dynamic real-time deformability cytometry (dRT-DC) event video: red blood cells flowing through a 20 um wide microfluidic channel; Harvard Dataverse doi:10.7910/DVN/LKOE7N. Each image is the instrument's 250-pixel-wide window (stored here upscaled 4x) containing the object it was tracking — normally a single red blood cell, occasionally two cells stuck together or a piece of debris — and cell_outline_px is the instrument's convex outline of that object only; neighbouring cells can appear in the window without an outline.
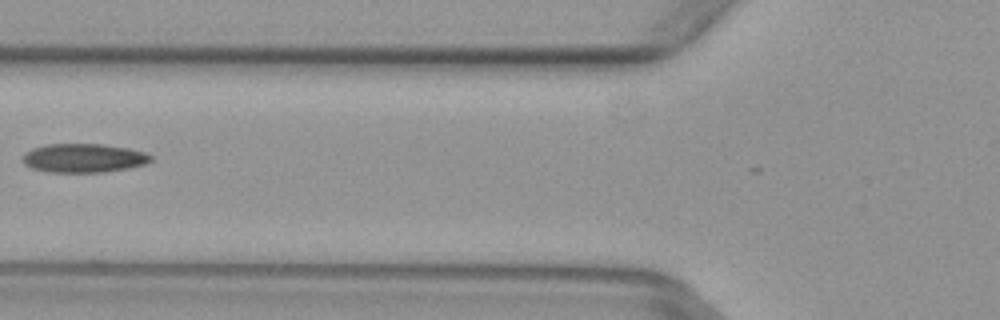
{"species": "common noctule bat (a hibernating species)", "species_latin": "Nyctalus noctula", "temperature_condition": "warm", "stored_images_in_passage": 6, "camera_frame_rate_fps": 3000, "um_per_image_px": 0.085, "animal": {"sex": "female", "body_mass_g": 29.2, "forearm_length_mm": 56.3}, "frame": {"image": 1, "passage_image": 5, "time_ms": 1.333, "image_size_px": [1000, 320], "cell_outline_px": [[152, 160], [144, 164], [128, 168], [104, 172], [44, 172], [32, 168], [24, 164], [20, 160], [24, 152], [32, 148], [48, 144], [104, 144], [128, 148], [144, 152], [152, 156]], "centroid_in_image_um": [7.06, 13.43], "position_along_channel_um": 118.7, "area_um2": 21.73}}